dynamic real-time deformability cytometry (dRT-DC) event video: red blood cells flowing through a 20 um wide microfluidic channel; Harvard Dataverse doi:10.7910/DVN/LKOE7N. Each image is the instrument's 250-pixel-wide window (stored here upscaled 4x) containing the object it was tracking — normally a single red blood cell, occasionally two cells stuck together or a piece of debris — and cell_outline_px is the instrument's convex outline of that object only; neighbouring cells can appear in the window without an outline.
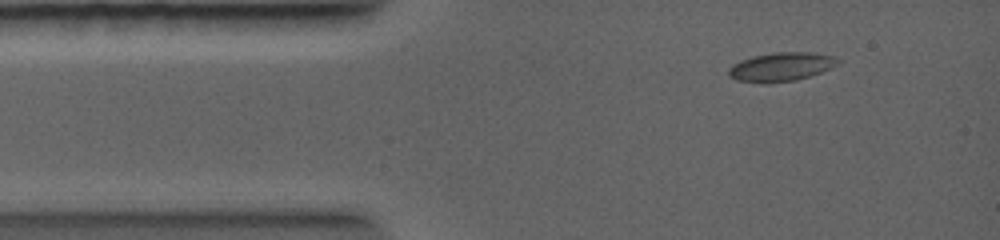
{"species": "common noctule bat (a hibernating species)", "species_latin": "Nyctalus noctula", "temperature_condition": "warm", "stored_images_in_passage": 20, "camera_frame_rate_fps": 5000, "um_per_image_px": 0.085, "animal": {"sex": "female", "body_mass_g": 19.0, "forearm_length_mm": 56.7}, "frame": {"image": 1, "passage_image": 4, "time_ms": 0.6, "image_size_px": [1000, 240], "cell_outline_px": [[840, 64], [832, 68], [796, 80], [764, 84], [760, 84], [736, 80], [728, 76], [728, 68], [732, 64], [740, 60], [752, 56], [772, 52], [816, 52], [832, 56], [840, 60]], "centroid_in_image_um": [66.36, 5.68], "position_along_channel_um": 18.6, "area_um2": 18.73}}
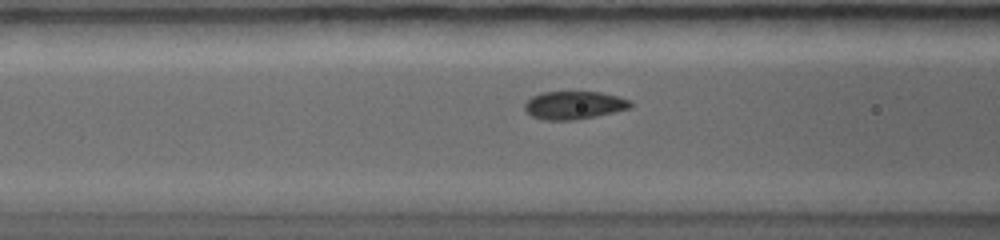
{"frame": {"image": 2, "passage_image": 14, "time_ms": 3.4, "image_size_px": [1000, 240], "cell_outline_px": [[632, 108], [596, 116], [572, 120], [544, 120], [532, 116], [524, 108], [524, 104], [532, 96], [540, 92], [600, 92], [616, 96], [628, 100], [632, 104]], "centroid_in_image_um": [48.78, 8.94], "position_along_channel_um": 117.8, "area_um2": 17.17}}
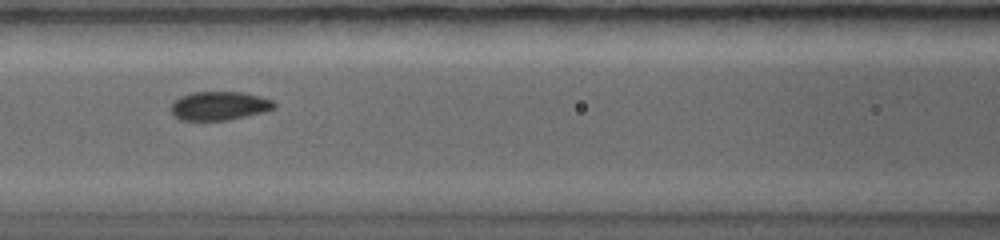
{"frame": {"image": 3, "passage_image": 16, "time_ms": 4.0, "image_size_px": [1000, 240], "cell_outline_px": [[276, 108], [264, 112], [228, 120], [180, 120], [172, 112], [172, 104], [180, 96], [192, 92], [240, 92], [260, 96], [272, 100], [276, 104]], "centroid_in_image_um": [18.68, 8.99], "position_along_channel_um": 147.9, "area_um2": 17.17}}